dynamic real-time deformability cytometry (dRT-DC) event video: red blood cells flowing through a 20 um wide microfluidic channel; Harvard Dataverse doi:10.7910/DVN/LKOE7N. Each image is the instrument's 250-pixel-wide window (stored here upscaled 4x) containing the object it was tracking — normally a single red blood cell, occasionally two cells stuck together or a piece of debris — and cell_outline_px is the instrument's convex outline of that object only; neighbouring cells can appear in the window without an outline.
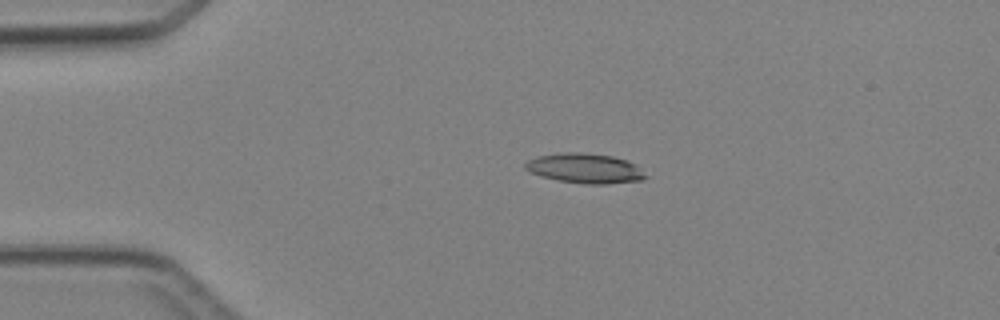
{"species": "Egyptian fruit bat (a non-hibernating species)", "species_latin": "Rousettus aegyptiacus", "temperature_condition": "cold", "stored_images_in_passage": 4, "camera_frame_rate_fps": 3000, "um_per_image_px": 0.085, "animal": {"sex": "female"}, "frame": {"image": 1, "passage_image": 3, "time_ms": 3.0, "image_size_px": [1000, 320], "cell_outline_px": [[648, 176], [644, 180], [608, 184], [584, 184], [560, 180], [540, 176], [524, 168], [524, 164], [528, 160], [536, 156], [568, 152], [576, 152], [612, 156], [628, 160], [636, 164]], "centroid_in_image_um": [49.76, 14.31], "position_along_channel_um": 35.2, "area_um2": 20.92}}